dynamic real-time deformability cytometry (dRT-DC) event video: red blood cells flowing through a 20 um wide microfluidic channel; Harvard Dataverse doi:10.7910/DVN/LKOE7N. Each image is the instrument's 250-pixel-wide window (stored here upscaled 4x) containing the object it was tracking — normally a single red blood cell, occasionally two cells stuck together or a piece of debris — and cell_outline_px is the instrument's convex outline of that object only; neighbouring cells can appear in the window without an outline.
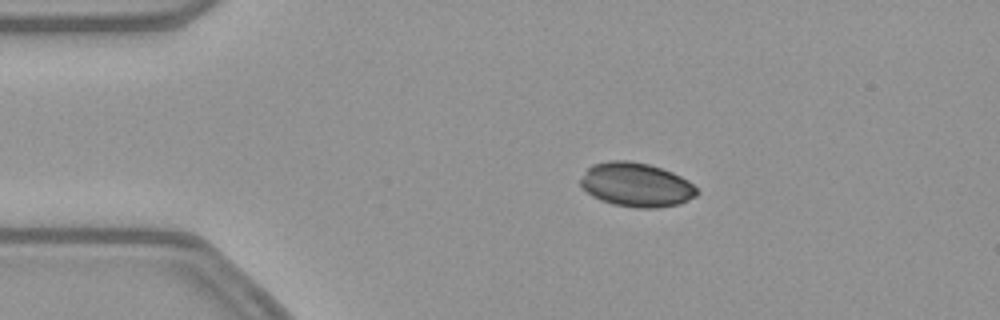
{"species": "common noctule bat (a hibernating species)", "species_latin": "Nyctalus noctula", "temperature_condition": "warm", "stored_images_in_passage": 53, "camera_frame_rate_fps": 3000, "um_per_image_px": 0.085, "animal": {"sex": "female", "body_mass_g": 21.9}, "frame": {"image": 1, "passage_image": 10, "time_ms": 3.0, "image_size_px": [1000, 320], "cell_outline_px": [[700, 192], [696, 196], [680, 204], [656, 208], [636, 208], [612, 204], [600, 200], [592, 196], [580, 184], [580, 180], [584, 172], [592, 164], [608, 160], [628, 160], [648, 164], [672, 172], [688, 180]], "centroid_in_image_um": [54.08, 15.71], "position_along_channel_um": 30.9, "area_um2": 30.0}}
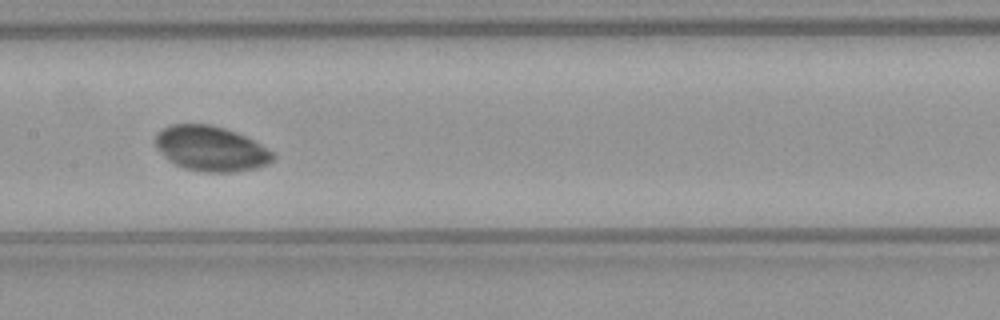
{"frame": {"image": 2, "passage_image": 26, "time_ms": 8.333, "image_size_px": [1000, 320], "cell_outline_px": [[276, 156], [268, 164], [256, 168], [232, 172], [204, 172], [184, 168], [168, 160], [156, 148], [156, 136], [164, 128], [172, 124], [208, 124], [224, 128], [236, 132], [260, 144], [272, 152]], "centroid_in_image_um": [17.92, 12.64], "position_along_channel_um": 189.5, "area_um2": 30.58}}
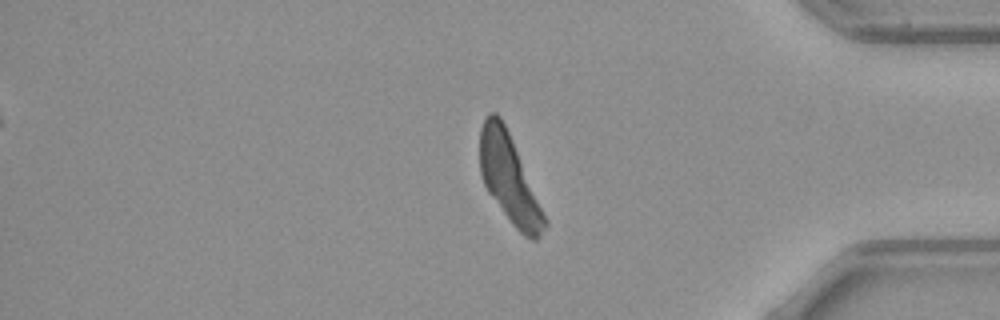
{"frame": {"image": 3, "passage_image": 44, "time_ms": 14.333, "image_size_px": [1000, 320], "cell_outline_px": [[548, 224], [540, 236], [536, 240], [532, 240], [524, 236], [512, 224], [488, 192], [484, 184], [480, 172], [480, 128], [488, 112], [496, 112], [500, 116], [512, 140], [548, 220]], "centroid_in_image_um": [43.29, 15.21], "position_along_channel_um": 391.9, "area_um2": 32.83}}